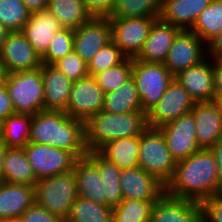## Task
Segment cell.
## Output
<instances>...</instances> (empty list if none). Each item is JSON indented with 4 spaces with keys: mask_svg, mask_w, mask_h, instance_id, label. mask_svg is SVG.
<instances>
[{
    "mask_svg": "<svg viewBox=\"0 0 222 222\" xmlns=\"http://www.w3.org/2000/svg\"><path fill=\"white\" fill-rule=\"evenodd\" d=\"M165 193L200 203L219 194L218 165L211 149H199L188 158L176 162L171 180Z\"/></svg>",
    "mask_w": 222,
    "mask_h": 222,
    "instance_id": "1",
    "label": "cell"
},
{
    "mask_svg": "<svg viewBox=\"0 0 222 222\" xmlns=\"http://www.w3.org/2000/svg\"><path fill=\"white\" fill-rule=\"evenodd\" d=\"M29 142L65 149L77 158L89 152L85 143V122L64 111L44 110L32 115Z\"/></svg>",
    "mask_w": 222,
    "mask_h": 222,
    "instance_id": "2",
    "label": "cell"
},
{
    "mask_svg": "<svg viewBox=\"0 0 222 222\" xmlns=\"http://www.w3.org/2000/svg\"><path fill=\"white\" fill-rule=\"evenodd\" d=\"M147 127L144 112L112 114L101 110L85 122V143L88 151H99L111 141L140 136Z\"/></svg>",
    "mask_w": 222,
    "mask_h": 222,
    "instance_id": "3",
    "label": "cell"
},
{
    "mask_svg": "<svg viewBox=\"0 0 222 222\" xmlns=\"http://www.w3.org/2000/svg\"><path fill=\"white\" fill-rule=\"evenodd\" d=\"M35 203L66 220L78 197L73 171L39 179L34 186Z\"/></svg>",
    "mask_w": 222,
    "mask_h": 222,
    "instance_id": "4",
    "label": "cell"
},
{
    "mask_svg": "<svg viewBox=\"0 0 222 222\" xmlns=\"http://www.w3.org/2000/svg\"><path fill=\"white\" fill-rule=\"evenodd\" d=\"M4 81L15 113L35 115L44 111L41 67L6 74Z\"/></svg>",
    "mask_w": 222,
    "mask_h": 222,
    "instance_id": "5",
    "label": "cell"
},
{
    "mask_svg": "<svg viewBox=\"0 0 222 222\" xmlns=\"http://www.w3.org/2000/svg\"><path fill=\"white\" fill-rule=\"evenodd\" d=\"M139 167L156 177L165 186L173 177L176 162L159 128L147 127L139 136Z\"/></svg>",
    "mask_w": 222,
    "mask_h": 222,
    "instance_id": "6",
    "label": "cell"
},
{
    "mask_svg": "<svg viewBox=\"0 0 222 222\" xmlns=\"http://www.w3.org/2000/svg\"><path fill=\"white\" fill-rule=\"evenodd\" d=\"M132 78L141 100L142 111L147 115L162 98L174 76L163 63H147L134 58Z\"/></svg>",
    "mask_w": 222,
    "mask_h": 222,
    "instance_id": "7",
    "label": "cell"
},
{
    "mask_svg": "<svg viewBox=\"0 0 222 222\" xmlns=\"http://www.w3.org/2000/svg\"><path fill=\"white\" fill-rule=\"evenodd\" d=\"M24 151L38 180L73 171L77 160L68 150L44 144L29 142Z\"/></svg>",
    "mask_w": 222,
    "mask_h": 222,
    "instance_id": "8",
    "label": "cell"
},
{
    "mask_svg": "<svg viewBox=\"0 0 222 222\" xmlns=\"http://www.w3.org/2000/svg\"><path fill=\"white\" fill-rule=\"evenodd\" d=\"M112 41L127 58H136L148 38L153 22L158 18L109 17Z\"/></svg>",
    "mask_w": 222,
    "mask_h": 222,
    "instance_id": "9",
    "label": "cell"
},
{
    "mask_svg": "<svg viewBox=\"0 0 222 222\" xmlns=\"http://www.w3.org/2000/svg\"><path fill=\"white\" fill-rule=\"evenodd\" d=\"M175 162L188 158L201 149L196 138V122L192 112L159 127Z\"/></svg>",
    "mask_w": 222,
    "mask_h": 222,
    "instance_id": "10",
    "label": "cell"
},
{
    "mask_svg": "<svg viewBox=\"0 0 222 222\" xmlns=\"http://www.w3.org/2000/svg\"><path fill=\"white\" fill-rule=\"evenodd\" d=\"M104 92L93 76L74 81L71 86L69 102L64 112L86 122L103 109Z\"/></svg>",
    "mask_w": 222,
    "mask_h": 222,
    "instance_id": "11",
    "label": "cell"
},
{
    "mask_svg": "<svg viewBox=\"0 0 222 222\" xmlns=\"http://www.w3.org/2000/svg\"><path fill=\"white\" fill-rule=\"evenodd\" d=\"M194 104L189 93L174 77L157 105L147 114V125L159 128L191 112Z\"/></svg>",
    "mask_w": 222,
    "mask_h": 222,
    "instance_id": "12",
    "label": "cell"
},
{
    "mask_svg": "<svg viewBox=\"0 0 222 222\" xmlns=\"http://www.w3.org/2000/svg\"><path fill=\"white\" fill-rule=\"evenodd\" d=\"M203 43V40L193 31L180 30L174 38L163 64L175 77L207 56V45Z\"/></svg>",
    "mask_w": 222,
    "mask_h": 222,
    "instance_id": "13",
    "label": "cell"
},
{
    "mask_svg": "<svg viewBox=\"0 0 222 222\" xmlns=\"http://www.w3.org/2000/svg\"><path fill=\"white\" fill-rule=\"evenodd\" d=\"M0 60L6 74L35 70L42 66L41 57L22 31L9 33L0 48Z\"/></svg>",
    "mask_w": 222,
    "mask_h": 222,
    "instance_id": "14",
    "label": "cell"
},
{
    "mask_svg": "<svg viewBox=\"0 0 222 222\" xmlns=\"http://www.w3.org/2000/svg\"><path fill=\"white\" fill-rule=\"evenodd\" d=\"M111 38L108 18H91L74 30L73 51L88 63Z\"/></svg>",
    "mask_w": 222,
    "mask_h": 222,
    "instance_id": "15",
    "label": "cell"
},
{
    "mask_svg": "<svg viewBox=\"0 0 222 222\" xmlns=\"http://www.w3.org/2000/svg\"><path fill=\"white\" fill-rule=\"evenodd\" d=\"M120 186L123 199L156 202L165 193V185L141 167L123 169Z\"/></svg>",
    "mask_w": 222,
    "mask_h": 222,
    "instance_id": "16",
    "label": "cell"
},
{
    "mask_svg": "<svg viewBox=\"0 0 222 222\" xmlns=\"http://www.w3.org/2000/svg\"><path fill=\"white\" fill-rule=\"evenodd\" d=\"M175 79L189 93L194 102L210 101L215 96L214 71L210 56L181 71Z\"/></svg>",
    "mask_w": 222,
    "mask_h": 222,
    "instance_id": "17",
    "label": "cell"
},
{
    "mask_svg": "<svg viewBox=\"0 0 222 222\" xmlns=\"http://www.w3.org/2000/svg\"><path fill=\"white\" fill-rule=\"evenodd\" d=\"M149 222H202L198 202L164 193L153 205Z\"/></svg>",
    "mask_w": 222,
    "mask_h": 222,
    "instance_id": "18",
    "label": "cell"
},
{
    "mask_svg": "<svg viewBox=\"0 0 222 222\" xmlns=\"http://www.w3.org/2000/svg\"><path fill=\"white\" fill-rule=\"evenodd\" d=\"M180 30L179 27L166 23L160 18L156 19L142 50L135 59L147 63H164L173 40Z\"/></svg>",
    "mask_w": 222,
    "mask_h": 222,
    "instance_id": "19",
    "label": "cell"
},
{
    "mask_svg": "<svg viewBox=\"0 0 222 222\" xmlns=\"http://www.w3.org/2000/svg\"><path fill=\"white\" fill-rule=\"evenodd\" d=\"M191 112L196 122L198 146L211 149L222 139V115L211 100L195 102Z\"/></svg>",
    "mask_w": 222,
    "mask_h": 222,
    "instance_id": "20",
    "label": "cell"
},
{
    "mask_svg": "<svg viewBox=\"0 0 222 222\" xmlns=\"http://www.w3.org/2000/svg\"><path fill=\"white\" fill-rule=\"evenodd\" d=\"M73 172L78 196L106 205L104 181L100 176L98 165L88 155L77 158Z\"/></svg>",
    "mask_w": 222,
    "mask_h": 222,
    "instance_id": "21",
    "label": "cell"
},
{
    "mask_svg": "<svg viewBox=\"0 0 222 222\" xmlns=\"http://www.w3.org/2000/svg\"><path fill=\"white\" fill-rule=\"evenodd\" d=\"M62 28L60 22L46 9L31 13L22 32L35 52L42 57L55 33Z\"/></svg>",
    "mask_w": 222,
    "mask_h": 222,
    "instance_id": "22",
    "label": "cell"
},
{
    "mask_svg": "<svg viewBox=\"0 0 222 222\" xmlns=\"http://www.w3.org/2000/svg\"><path fill=\"white\" fill-rule=\"evenodd\" d=\"M44 110L64 111L69 102L72 81L53 65L42 64Z\"/></svg>",
    "mask_w": 222,
    "mask_h": 222,
    "instance_id": "23",
    "label": "cell"
},
{
    "mask_svg": "<svg viewBox=\"0 0 222 222\" xmlns=\"http://www.w3.org/2000/svg\"><path fill=\"white\" fill-rule=\"evenodd\" d=\"M34 186L0 182V220L19 219L35 202Z\"/></svg>",
    "mask_w": 222,
    "mask_h": 222,
    "instance_id": "24",
    "label": "cell"
},
{
    "mask_svg": "<svg viewBox=\"0 0 222 222\" xmlns=\"http://www.w3.org/2000/svg\"><path fill=\"white\" fill-rule=\"evenodd\" d=\"M212 0H162L160 19L181 30H190Z\"/></svg>",
    "mask_w": 222,
    "mask_h": 222,
    "instance_id": "25",
    "label": "cell"
},
{
    "mask_svg": "<svg viewBox=\"0 0 222 222\" xmlns=\"http://www.w3.org/2000/svg\"><path fill=\"white\" fill-rule=\"evenodd\" d=\"M3 181L35 186L38 179L24 148H7L3 163Z\"/></svg>",
    "mask_w": 222,
    "mask_h": 222,
    "instance_id": "26",
    "label": "cell"
},
{
    "mask_svg": "<svg viewBox=\"0 0 222 222\" xmlns=\"http://www.w3.org/2000/svg\"><path fill=\"white\" fill-rule=\"evenodd\" d=\"M108 161L121 170L139 167V136H131L111 141L98 151Z\"/></svg>",
    "mask_w": 222,
    "mask_h": 222,
    "instance_id": "27",
    "label": "cell"
},
{
    "mask_svg": "<svg viewBox=\"0 0 222 222\" xmlns=\"http://www.w3.org/2000/svg\"><path fill=\"white\" fill-rule=\"evenodd\" d=\"M102 110L112 114L143 112L136 84L132 77L115 91L104 93Z\"/></svg>",
    "mask_w": 222,
    "mask_h": 222,
    "instance_id": "28",
    "label": "cell"
},
{
    "mask_svg": "<svg viewBox=\"0 0 222 222\" xmlns=\"http://www.w3.org/2000/svg\"><path fill=\"white\" fill-rule=\"evenodd\" d=\"M47 10L67 29H78L91 19L83 0H48Z\"/></svg>",
    "mask_w": 222,
    "mask_h": 222,
    "instance_id": "29",
    "label": "cell"
},
{
    "mask_svg": "<svg viewBox=\"0 0 222 222\" xmlns=\"http://www.w3.org/2000/svg\"><path fill=\"white\" fill-rule=\"evenodd\" d=\"M97 165L102 181H104V193L106 205L117 206L122 200L120 186L121 169L104 158L98 151H89L87 154Z\"/></svg>",
    "mask_w": 222,
    "mask_h": 222,
    "instance_id": "30",
    "label": "cell"
},
{
    "mask_svg": "<svg viewBox=\"0 0 222 222\" xmlns=\"http://www.w3.org/2000/svg\"><path fill=\"white\" fill-rule=\"evenodd\" d=\"M32 115L14 113L1 122V141L7 148H24L29 143Z\"/></svg>",
    "mask_w": 222,
    "mask_h": 222,
    "instance_id": "31",
    "label": "cell"
},
{
    "mask_svg": "<svg viewBox=\"0 0 222 222\" xmlns=\"http://www.w3.org/2000/svg\"><path fill=\"white\" fill-rule=\"evenodd\" d=\"M208 45L222 32V0H212L190 29Z\"/></svg>",
    "mask_w": 222,
    "mask_h": 222,
    "instance_id": "32",
    "label": "cell"
},
{
    "mask_svg": "<svg viewBox=\"0 0 222 222\" xmlns=\"http://www.w3.org/2000/svg\"><path fill=\"white\" fill-rule=\"evenodd\" d=\"M112 219L113 207L78 196L65 222H112Z\"/></svg>",
    "mask_w": 222,
    "mask_h": 222,
    "instance_id": "33",
    "label": "cell"
},
{
    "mask_svg": "<svg viewBox=\"0 0 222 222\" xmlns=\"http://www.w3.org/2000/svg\"><path fill=\"white\" fill-rule=\"evenodd\" d=\"M162 0H117L110 17L159 18Z\"/></svg>",
    "mask_w": 222,
    "mask_h": 222,
    "instance_id": "34",
    "label": "cell"
},
{
    "mask_svg": "<svg viewBox=\"0 0 222 222\" xmlns=\"http://www.w3.org/2000/svg\"><path fill=\"white\" fill-rule=\"evenodd\" d=\"M154 203L153 200L123 199L113 207L112 222H149Z\"/></svg>",
    "mask_w": 222,
    "mask_h": 222,
    "instance_id": "35",
    "label": "cell"
},
{
    "mask_svg": "<svg viewBox=\"0 0 222 222\" xmlns=\"http://www.w3.org/2000/svg\"><path fill=\"white\" fill-rule=\"evenodd\" d=\"M30 15L22 0H0V22L11 32L22 31Z\"/></svg>",
    "mask_w": 222,
    "mask_h": 222,
    "instance_id": "36",
    "label": "cell"
},
{
    "mask_svg": "<svg viewBox=\"0 0 222 222\" xmlns=\"http://www.w3.org/2000/svg\"><path fill=\"white\" fill-rule=\"evenodd\" d=\"M104 93L115 91L132 77V58L93 76Z\"/></svg>",
    "mask_w": 222,
    "mask_h": 222,
    "instance_id": "37",
    "label": "cell"
},
{
    "mask_svg": "<svg viewBox=\"0 0 222 222\" xmlns=\"http://www.w3.org/2000/svg\"><path fill=\"white\" fill-rule=\"evenodd\" d=\"M74 30L62 28L51 39L46 53L41 57L42 64L52 65L60 58L73 52Z\"/></svg>",
    "mask_w": 222,
    "mask_h": 222,
    "instance_id": "38",
    "label": "cell"
},
{
    "mask_svg": "<svg viewBox=\"0 0 222 222\" xmlns=\"http://www.w3.org/2000/svg\"><path fill=\"white\" fill-rule=\"evenodd\" d=\"M126 58L118 46L113 41H110L87 63L89 76H94L114 67L122 63Z\"/></svg>",
    "mask_w": 222,
    "mask_h": 222,
    "instance_id": "39",
    "label": "cell"
},
{
    "mask_svg": "<svg viewBox=\"0 0 222 222\" xmlns=\"http://www.w3.org/2000/svg\"><path fill=\"white\" fill-rule=\"evenodd\" d=\"M72 82L89 76L88 64L74 51L52 64Z\"/></svg>",
    "mask_w": 222,
    "mask_h": 222,
    "instance_id": "40",
    "label": "cell"
},
{
    "mask_svg": "<svg viewBox=\"0 0 222 222\" xmlns=\"http://www.w3.org/2000/svg\"><path fill=\"white\" fill-rule=\"evenodd\" d=\"M199 204L202 222H222V193L208 197Z\"/></svg>",
    "mask_w": 222,
    "mask_h": 222,
    "instance_id": "41",
    "label": "cell"
},
{
    "mask_svg": "<svg viewBox=\"0 0 222 222\" xmlns=\"http://www.w3.org/2000/svg\"><path fill=\"white\" fill-rule=\"evenodd\" d=\"M21 222H65L61 217L51 214L35 202L21 215Z\"/></svg>",
    "mask_w": 222,
    "mask_h": 222,
    "instance_id": "42",
    "label": "cell"
},
{
    "mask_svg": "<svg viewBox=\"0 0 222 222\" xmlns=\"http://www.w3.org/2000/svg\"><path fill=\"white\" fill-rule=\"evenodd\" d=\"M117 0H83L84 7L91 18H109Z\"/></svg>",
    "mask_w": 222,
    "mask_h": 222,
    "instance_id": "43",
    "label": "cell"
},
{
    "mask_svg": "<svg viewBox=\"0 0 222 222\" xmlns=\"http://www.w3.org/2000/svg\"><path fill=\"white\" fill-rule=\"evenodd\" d=\"M13 104L5 85V81L0 82V121L14 114Z\"/></svg>",
    "mask_w": 222,
    "mask_h": 222,
    "instance_id": "44",
    "label": "cell"
},
{
    "mask_svg": "<svg viewBox=\"0 0 222 222\" xmlns=\"http://www.w3.org/2000/svg\"><path fill=\"white\" fill-rule=\"evenodd\" d=\"M214 71L215 96L222 95V57H211Z\"/></svg>",
    "mask_w": 222,
    "mask_h": 222,
    "instance_id": "45",
    "label": "cell"
},
{
    "mask_svg": "<svg viewBox=\"0 0 222 222\" xmlns=\"http://www.w3.org/2000/svg\"><path fill=\"white\" fill-rule=\"evenodd\" d=\"M207 51L210 57H222V32L207 45Z\"/></svg>",
    "mask_w": 222,
    "mask_h": 222,
    "instance_id": "46",
    "label": "cell"
},
{
    "mask_svg": "<svg viewBox=\"0 0 222 222\" xmlns=\"http://www.w3.org/2000/svg\"><path fill=\"white\" fill-rule=\"evenodd\" d=\"M211 150L215 155L218 165L219 193H222V139L218 141Z\"/></svg>",
    "mask_w": 222,
    "mask_h": 222,
    "instance_id": "47",
    "label": "cell"
},
{
    "mask_svg": "<svg viewBox=\"0 0 222 222\" xmlns=\"http://www.w3.org/2000/svg\"><path fill=\"white\" fill-rule=\"evenodd\" d=\"M31 13L46 10L48 0H22Z\"/></svg>",
    "mask_w": 222,
    "mask_h": 222,
    "instance_id": "48",
    "label": "cell"
},
{
    "mask_svg": "<svg viewBox=\"0 0 222 222\" xmlns=\"http://www.w3.org/2000/svg\"><path fill=\"white\" fill-rule=\"evenodd\" d=\"M7 147L0 141V182L3 181V163Z\"/></svg>",
    "mask_w": 222,
    "mask_h": 222,
    "instance_id": "49",
    "label": "cell"
},
{
    "mask_svg": "<svg viewBox=\"0 0 222 222\" xmlns=\"http://www.w3.org/2000/svg\"><path fill=\"white\" fill-rule=\"evenodd\" d=\"M11 31L8 30L1 22H0V48L2 46V44L5 42V40L7 39L9 33Z\"/></svg>",
    "mask_w": 222,
    "mask_h": 222,
    "instance_id": "50",
    "label": "cell"
},
{
    "mask_svg": "<svg viewBox=\"0 0 222 222\" xmlns=\"http://www.w3.org/2000/svg\"><path fill=\"white\" fill-rule=\"evenodd\" d=\"M211 101L215 104L219 113L222 115V95L214 96Z\"/></svg>",
    "mask_w": 222,
    "mask_h": 222,
    "instance_id": "51",
    "label": "cell"
},
{
    "mask_svg": "<svg viewBox=\"0 0 222 222\" xmlns=\"http://www.w3.org/2000/svg\"><path fill=\"white\" fill-rule=\"evenodd\" d=\"M5 76H6V72L4 70L2 61L0 60V82L5 80Z\"/></svg>",
    "mask_w": 222,
    "mask_h": 222,
    "instance_id": "52",
    "label": "cell"
},
{
    "mask_svg": "<svg viewBox=\"0 0 222 222\" xmlns=\"http://www.w3.org/2000/svg\"><path fill=\"white\" fill-rule=\"evenodd\" d=\"M0 222H21L20 219H5V220H0Z\"/></svg>",
    "mask_w": 222,
    "mask_h": 222,
    "instance_id": "53",
    "label": "cell"
},
{
    "mask_svg": "<svg viewBox=\"0 0 222 222\" xmlns=\"http://www.w3.org/2000/svg\"><path fill=\"white\" fill-rule=\"evenodd\" d=\"M1 138H2V125H1V121H0V141H1Z\"/></svg>",
    "mask_w": 222,
    "mask_h": 222,
    "instance_id": "54",
    "label": "cell"
}]
</instances>
